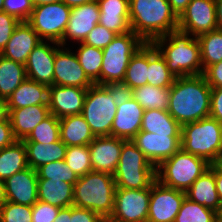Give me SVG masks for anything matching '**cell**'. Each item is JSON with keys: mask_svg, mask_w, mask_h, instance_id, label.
Wrapping results in <instances>:
<instances>
[{"mask_svg": "<svg viewBox=\"0 0 222 222\" xmlns=\"http://www.w3.org/2000/svg\"><path fill=\"white\" fill-rule=\"evenodd\" d=\"M211 91L203 74L175 78L167 111L181 126L210 117Z\"/></svg>", "mask_w": 222, "mask_h": 222, "instance_id": "cell-1", "label": "cell"}, {"mask_svg": "<svg viewBox=\"0 0 222 222\" xmlns=\"http://www.w3.org/2000/svg\"><path fill=\"white\" fill-rule=\"evenodd\" d=\"M130 28L145 43L178 29L168 0H129Z\"/></svg>", "mask_w": 222, "mask_h": 222, "instance_id": "cell-2", "label": "cell"}, {"mask_svg": "<svg viewBox=\"0 0 222 222\" xmlns=\"http://www.w3.org/2000/svg\"><path fill=\"white\" fill-rule=\"evenodd\" d=\"M168 40V46H164ZM152 44L164 57L169 71L175 78L204 73L197 37L191 38L189 33L177 29L156 38Z\"/></svg>", "mask_w": 222, "mask_h": 222, "instance_id": "cell-3", "label": "cell"}, {"mask_svg": "<svg viewBox=\"0 0 222 222\" xmlns=\"http://www.w3.org/2000/svg\"><path fill=\"white\" fill-rule=\"evenodd\" d=\"M115 190L112 174L92 170L74 184L73 206L92 210L107 221L113 212Z\"/></svg>", "mask_w": 222, "mask_h": 222, "instance_id": "cell-4", "label": "cell"}, {"mask_svg": "<svg viewBox=\"0 0 222 222\" xmlns=\"http://www.w3.org/2000/svg\"><path fill=\"white\" fill-rule=\"evenodd\" d=\"M181 148L210 164L219 162L222 156V123L207 117L182 125Z\"/></svg>", "mask_w": 222, "mask_h": 222, "instance_id": "cell-5", "label": "cell"}, {"mask_svg": "<svg viewBox=\"0 0 222 222\" xmlns=\"http://www.w3.org/2000/svg\"><path fill=\"white\" fill-rule=\"evenodd\" d=\"M113 178L116 189H145L156 180V168L132 140H126Z\"/></svg>", "mask_w": 222, "mask_h": 222, "instance_id": "cell-6", "label": "cell"}, {"mask_svg": "<svg viewBox=\"0 0 222 222\" xmlns=\"http://www.w3.org/2000/svg\"><path fill=\"white\" fill-rule=\"evenodd\" d=\"M210 165L206 159L180 148L156 168V180L164 186L186 192Z\"/></svg>", "mask_w": 222, "mask_h": 222, "instance_id": "cell-7", "label": "cell"}, {"mask_svg": "<svg viewBox=\"0 0 222 222\" xmlns=\"http://www.w3.org/2000/svg\"><path fill=\"white\" fill-rule=\"evenodd\" d=\"M144 43L132 30L117 35L102 50L103 62L100 70V85L123 82L131 57Z\"/></svg>", "mask_w": 222, "mask_h": 222, "instance_id": "cell-8", "label": "cell"}, {"mask_svg": "<svg viewBox=\"0 0 222 222\" xmlns=\"http://www.w3.org/2000/svg\"><path fill=\"white\" fill-rule=\"evenodd\" d=\"M117 106L106 85L93 84L87 89L81 115L95 137L111 136Z\"/></svg>", "mask_w": 222, "mask_h": 222, "instance_id": "cell-9", "label": "cell"}, {"mask_svg": "<svg viewBox=\"0 0 222 222\" xmlns=\"http://www.w3.org/2000/svg\"><path fill=\"white\" fill-rule=\"evenodd\" d=\"M70 12L71 8L62 1L35 6L27 22L43 41L57 45L67 28Z\"/></svg>", "mask_w": 222, "mask_h": 222, "instance_id": "cell-10", "label": "cell"}, {"mask_svg": "<svg viewBox=\"0 0 222 222\" xmlns=\"http://www.w3.org/2000/svg\"><path fill=\"white\" fill-rule=\"evenodd\" d=\"M150 187L145 189H116L114 208L105 222H147Z\"/></svg>", "mask_w": 222, "mask_h": 222, "instance_id": "cell-11", "label": "cell"}, {"mask_svg": "<svg viewBox=\"0 0 222 222\" xmlns=\"http://www.w3.org/2000/svg\"><path fill=\"white\" fill-rule=\"evenodd\" d=\"M186 192L162 185L155 180L150 186L147 222H174Z\"/></svg>", "mask_w": 222, "mask_h": 222, "instance_id": "cell-12", "label": "cell"}, {"mask_svg": "<svg viewBox=\"0 0 222 222\" xmlns=\"http://www.w3.org/2000/svg\"><path fill=\"white\" fill-rule=\"evenodd\" d=\"M178 29L194 37L216 30L215 0H191L178 18Z\"/></svg>", "mask_w": 222, "mask_h": 222, "instance_id": "cell-13", "label": "cell"}, {"mask_svg": "<svg viewBox=\"0 0 222 222\" xmlns=\"http://www.w3.org/2000/svg\"><path fill=\"white\" fill-rule=\"evenodd\" d=\"M132 141L155 168L181 148V137H169V134L140 131Z\"/></svg>", "mask_w": 222, "mask_h": 222, "instance_id": "cell-14", "label": "cell"}, {"mask_svg": "<svg viewBox=\"0 0 222 222\" xmlns=\"http://www.w3.org/2000/svg\"><path fill=\"white\" fill-rule=\"evenodd\" d=\"M94 83L81 67L76 53L58 49L54 60V85L89 88Z\"/></svg>", "mask_w": 222, "mask_h": 222, "instance_id": "cell-15", "label": "cell"}, {"mask_svg": "<svg viewBox=\"0 0 222 222\" xmlns=\"http://www.w3.org/2000/svg\"><path fill=\"white\" fill-rule=\"evenodd\" d=\"M86 93L87 88L57 85L50 86L48 97L50 113L58 119L69 115L81 114Z\"/></svg>", "mask_w": 222, "mask_h": 222, "instance_id": "cell-16", "label": "cell"}, {"mask_svg": "<svg viewBox=\"0 0 222 222\" xmlns=\"http://www.w3.org/2000/svg\"><path fill=\"white\" fill-rule=\"evenodd\" d=\"M125 139L115 136L95 137L88 145L93 171L114 174L118 166Z\"/></svg>", "mask_w": 222, "mask_h": 222, "instance_id": "cell-17", "label": "cell"}, {"mask_svg": "<svg viewBox=\"0 0 222 222\" xmlns=\"http://www.w3.org/2000/svg\"><path fill=\"white\" fill-rule=\"evenodd\" d=\"M99 18L100 9L97 1L72 7L67 28L59 44L63 47L67 38L82 43L98 24Z\"/></svg>", "mask_w": 222, "mask_h": 222, "instance_id": "cell-18", "label": "cell"}, {"mask_svg": "<svg viewBox=\"0 0 222 222\" xmlns=\"http://www.w3.org/2000/svg\"><path fill=\"white\" fill-rule=\"evenodd\" d=\"M57 46L55 48L42 41L33 49L25 64L27 78L48 87L54 85L55 54L62 47L59 43Z\"/></svg>", "mask_w": 222, "mask_h": 222, "instance_id": "cell-19", "label": "cell"}, {"mask_svg": "<svg viewBox=\"0 0 222 222\" xmlns=\"http://www.w3.org/2000/svg\"><path fill=\"white\" fill-rule=\"evenodd\" d=\"M7 201L32 206L38 201V175L35 169H26L15 173L4 181Z\"/></svg>", "mask_w": 222, "mask_h": 222, "instance_id": "cell-20", "label": "cell"}, {"mask_svg": "<svg viewBox=\"0 0 222 222\" xmlns=\"http://www.w3.org/2000/svg\"><path fill=\"white\" fill-rule=\"evenodd\" d=\"M42 41L27 21H20L0 55L25 65L29 54Z\"/></svg>", "mask_w": 222, "mask_h": 222, "instance_id": "cell-21", "label": "cell"}, {"mask_svg": "<svg viewBox=\"0 0 222 222\" xmlns=\"http://www.w3.org/2000/svg\"><path fill=\"white\" fill-rule=\"evenodd\" d=\"M144 111L133 97L118 106L111 128V136L132 140L141 130Z\"/></svg>", "mask_w": 222, "mask_h": 222, "instance_id": "cell-22", "label": "cell"}, {"mask_svg": "<svg viewBox=\"0 0 222 222\" xmlns=\"http://www.w3.org/2000/svg\"><path fill=\"white\" fill-rule=\"evenodd\" d=\"M100 9L98 24L117 35L131 31L129 0H97Z\"/></svg>", "mask_w": 222, "mask_h": 222, "instance_id": "cell-23", "label": "cell"}, {"mask_svg": "<svg viewBox=\"0 0 222 222\" xmlns=\"http://www.w3.org/2000/svg\"><path fill=\"white\" fill-rule=\"evenodd\" d=\"M186 197L215 212L222 211V202L216 190L215 163H212L210 168L190 186L186 191Z\"/></svg>", "mask_w": 222, "mask_h": 222, "instance_id": "cell-24", "label": "cell"}, {"mask_svg": "<svg viewBox=\"0 0 222 222\" xmlns=\"http://www.w3.org/2000/svg\"><path fill=\"white\" fill-rule=\"evenodd\" d=\"M50 114L48 105H32L8 110V117L16 140L23 141Z\"/></svg>", "mask_w": 222, "mask_h": 222, "instance_id": "cell-25", "label": "cell"}, {"mask_svg": "<svg viewBox=\"0 0 222 222\" xmlns=\"http://www.w3.org/2000/svg\"><path fill=\"white\" fill-rule=\"evenodd\" d=\"M49 87L26 78L7 99V110L48 105Z\"/></svg>", "mask_w": 222, "mask_h": 222, "instance_id": "cell-26", "label": "cell"}, {"mask_svg": "<svg viewBox=\"0 0 222 222\" xmlns=\"http://www.w3.org/2000/svg\"><path fill=\"white\" fill-rule=\"evenodd\" d=\"M59 122L60 140L66 146L89 145L95 138L81 114L62 117Z\"/></svg>", "mask_w": 222, "mask_h": 222, "instance_id": "cell-27", "label": "cell"}, {"mask_svg": "<svg viewBox=\"0 0 222 222\" xmlns=\"http://www.w3.org/2000/svg\"><path fill=\"white\" fill-rule=\"evenodd\" d=\"M74 184L49 179H38V200L59 208L73 206Z\"/></svg>", "mask_w": 222, "mask_h": 222, "instance_id": "cell-28", "label": "cell"}, {"mask_svg": "<svg viewBox=\"0 0 222 222\" xmlns=\"http://www.w3.org/2000/svg\"><path fill=\"white\" fill-rule=\"evenodd\" d=\"M24 145L28 167L35 170L45 164L64 160L67 149V146L61 140L51 144L24 142Z\"/></svg>", "mask_w": 222, "mask_h": 222, "instance_id": "cell-29", "label": "cell"}, {"mask_svg": "<svg viewBox=\"0 0 222 222\" xmlns=\"http://www.w3.org/2000/svg\"><path fill=\"white\" fill-rule=\"evenodd\" d=\"M140 131L153 134H169V137H181L182 126L167 110L148 109L144 111Z\"/></svg>", "mask_w": 222, "mask_h": 222, "instance_id": "cell-30", "label": "cell"}, {"mask_svg": "<svg viewBox=\"0 0 222 222\" xmlns=\"http://www.w3.org/2000/svg\"><path fill=\"white\" fill-rule=\"evenodd\" d=\"M27 167L26 148L23 141L16 140L12 145L0 150V180L5 181Z\"/></svg>", "mask_w": 222, "mask_h": 222, "instance_id": "cell-31", "label": "cell"}, {"mask_svg": "<svg viewBox=\"0 0 222 222\" xmlns=\"http://www.w3.org/2000/svg\"><path fill=\"white\" fill-rule=\"evenodd\" d=\"M26 78L24 64L0 55V98L7 100Z\"/></svg>", "mask_w": 222, "mask_h": 222, "instance_id": "cell-32", "label": "cell"}, {"mask_svg": "<svg viewBox=\"0 0 222 222\" xmlns=\"http://www.w3.org/2000/svg\"><path fill=\"white\" fill-rule=\"evenodd\" d=\"M149 66V43H144L140 49L131 57L126 69L124 83L131 89L147 84Z\"/></svg>", "mask_w": 222, "mask_h": 222, "instance_id": "cell-33", "label": "cell"}, {"mask_svg": "<svg viewBox=\"0 0 222 222\" xmlns=\"http://www.w3.org/2000/svg\"><path fill=\"white\" fill-rule=\"evenodd\" d=\"M132 95L144 110H167L170 101V88H161L146 84L132 89Z\"/></svg>", "mask_w": 222, "mask_h": 222, "instance_id": "cell-34", "label": "cell"}, {"mask_svg": "<svg viewBox=\"0 0 222 222\" xmlns=\"http://www.w3.org/2000/svg\"><path fill=\"white\" fill-rule=\"evenodd\" d=\"M175 77L169 71L164 57L156 47L149 43V66L147 84L161 88H170Z\"/></svg>", "mask_w": 222, "mask_h": 222, "instance_id": "cell-35", "label": "cell"}, {"mask_svg": "<svg viewBox=\"0 0 222 222\" xmlns=\"http://www.w3.org/2000/svg\"><path fill=\"white\" fill-rule=\"evenodd\" d=\"M200 45L203 71L222 61V30L216 29L197 37Z\"/></svg>", "mask_w": 222, "mask_h": 222, "instance_id": "cell-36", "label": "cell"}, {"mask_svg": "<svg viewBox=\"0 0 222 222\" xmlns=\"http://www.w3.org/2000/svg\"><path fill=\"white\" fill-rule=\"evenodd\" d=\"M77 58L87 77L94 83L100 85V70L103 62L102 49L80 43Z\"/></svg>", "mask_w": 222, "mask_h": 222, "instance_id": "cell-37", "label": "cell"}, {"mask_svg": "<svg viewBox=\"0 0 222 222\" xmlns=\"http://www.w3.org/2000/svg\"><path fill=\"white\" fill-rule=\"evenodd\" d=\"M60 140V122L53 114H49L38 124L23 142L51 144Z\"/></svg>", "mask_w": 222, "mask_h": 222, "instance_id": "cell-38", "label": "cell"}, {"mask_svg": "<svg viewBox=\"0 0 222 222\" xmlns=\"http://www.w3.org/2000/svg\"><path fill=\"white\" fill-rule=\"evenodd\" d=\"M64 161L78 177L84 176L92 171L88 145L67 146Z\"/></svg>", "mask_w": 222, "mask_h": 222, "instance_id": "cell-39", "label": "cell"}, {"mask_svg": "<svg viewBox=\"0 0 222 222\" xmlns=\"http://www.w3.org/2000/svg\"><path fill=\"white\" fill-rule=\"evenodd\" d=\"M216 212L199 203L184 199L174 222H214Z\"/></svg>", "mask_w": 222, "mask_h": 222, "instance_id": "cell-40", "label": "cell"}, {"mask_svg": "<svg viewBox=\"0 0 222 222\" xmlns=\"http://www.w3.org/2000/svg\"><path fill=\"white\" fill-rule=\"evenodd\" d=\"M36 171L38 179L60 180L75 184L79 178L64 160L45 164Z\"/></svg>", "mask_w": 222, "mask_h": 222, "instance_id": "cell-41", "label": "cell"}, {"mask_svg": "<svg viewBox=\"0 0 222 222\" xmlns=\"http://www.w3.org/2000/svg\"><path fill=\"white\" fill-rule=\"evenodd\" d=\"M1 222H32V206L7 201L0 209Z\"/></svg>", "mask_w": 222, "mask_h": 222, "instance_id": "cell-42", "label": "cell"}, {"mask_svg": "<svg viewBox=\"0 0 222 222\" xmlns=\"http://www.w3.org/2000/svg\"><path fill=\"white\" fill-rule=\"evenodd\" d=\"M116 36L117 34L113 31H110L104 26L97 24L87 35L83 43L103 50L113 41Z\"/></svg>", "mask_w": 222, "mask_h": 222, "instance_id": "cell-43", "label": "cell"}, {"mask_svg": "<svg viewBox=\"0 0 222 222\" xmlns=\"http://www.w3.org/2000/svg\"><path fill=\"white\" fill-rule=\"evenodd\" d=\"M34 6L32 0H4L3 11L19 21H28Z\"/></svg>", "mask_w": 222, "mask_h": 222, "instance_id": "cell-44", "label": "cell"}, {"mask_svg": "<svg viewBox=\"0 0 222 222\" xmlns=\"http://www.w3.org/2000/svg\"><path fill=\"white\" fill-rule=\"evenodd\" d=\"M59 210V207L38 200L32 205V222H54Z\"/></svg>", "mask_w": 222, "mask_h": 222, "instance_id": "cell-45", "label": "cell"}, {"mask_svg": "<svg viewBox=\"0 0 222 222\" xmlns=\"http://www.w3.org/2000/svg\"><path fill=\"white\" fill-rule=\"evenodd\" d=\"M19 23L20 21L16 17L6 13L5 11L0 12V53L5 48L15 27Z\"/></svg>", "mask_w": 222, "mask_h": 222, "instance_id": "cell-46", "label": "cell"}, {"mask_svg": "<svg viewBox=\"0 0 222 222\" xmlns=\"http://www.w3.org/2000/svg\"><path fill=\"white\" fill-rule=\"evenodd\" d=\"M106 86L111 90L114 103L117 107L133 97L132 89L124 82H113L107 84Z\"/></svg>", "mask_w": 222, "mask_h": 222, "instance_id": "cell-47", "label": "cell"}, {"mask_svg": "<svg viewBox=\"0 0 222 222\" xmlns=\"http://www.w3.org/2000/svg\"><path fill=\"white\" fill-rule=\"evenodd\" d=\"M70 222H105V220L92 210L71 206Z\"/></svg>", "mask_w": 222, "mask_h": 222, "instance_id": "cell-48", "label": "cell"}, {"mask_svg": "<svg viewBox=\"0 0 222 222\" xmlns=\"http://www.w3.org/2000/svg\"><path fill=\"white\" fill-rule=\"evenodd\" d=\"M203 75L211 88L222 87V61L210 65Z\"/></svg>", "mask_w": 222, "mask_h": 222, "instance_id": "cell-49", "label": "cell"}, {"mask_svg": "<svg viewBox=\"0 0 222 222\" xmlns=\"http://www.w3.org/2000/svg\"><path fill=\"white\" fill-rule=\"evenodd\" d=\"M210 117L222 123V87L212 88Z\"/></svg>", "mask_w": 222, "mask_h": 222, "instance_id": "cell-50", "label": "cell"}, {"mask_svg": "<svg viewBox=\"0 0 222 222\" xmlns=\"http://www.w3.org/2000/svg\"><path fill=\"white\" fill-rule=\"evenodd\" d=\"M15 141L9 117L0 120V150L12 145Z\"/></svg>", "mask_w": 222, "mask_h": 222, "instance_id": "cell-51", "label": "cell"}, {"mask_svg": "<svg viewBox=\"0 0 222 222\" xmlns=\"http://www.w3.org/2000/svg\"><path fill=\"white\" fill-rule=\"evenodd\" d=\"M191 0H168L171 5L173 12L179 18L181 14L186 10L187 5Z\"/></svg>", "mask_w": 222, "mask_h": 222, "instance_id": "cell-52", "label": "cell"}, {"mask_svg": "<svg viewBox=\"0 0 222 222\" xmlns=\"http://www.w3.org/2000/svg\"><path fill=\"white\" fill-rule=\"evenodd\" d=\"M215 182L218 196L222 202V164L220 162L215 163Z\"/></svg>", "mask_w": 222, "mask_h": 222, "instance_id": "cell-53", "label": "cell"}, {"mask_svg": "<svg viewBox=\"0 0 222 222\" xmlns=\"http://www.w3.org/2000/svg\"><path fill=\"white\" fill-rule=\"evenodd\" d=\"M71 220V206L66 208H60L54 222H70Z\"/></svg>", "mask_w": 222, "mask_h": 222, "instance_id": "cell-54", "label": "cell"}, {"mask_svg": "<svg viewBox=\"0 0 222 222\" xmlns=\"http://www.w3.org/2000/svg\"><path fill=\"white\" fill-rule=\"evenodd\" d=\"M217 29L222 30V0H215Z\"/></svg>", "mask_w": 222, "mask_h": 222, "instance_id": "cell-55", "label": "cell"}, {"mask_svg": "<svg viewBox=\"0 0 222 222\" xmlns=\"http://www.w3.org/2000/svg\"><path fill=\"white\" fill-rule=\"evenodd\" d=\"M64 4H66L68 7L72 8L75 6H80L85 3H90L97 0H61Z\"/></svg>", "mask_w": 222, "mask_h": 222, "instance_id": "cell-56", "label": "cell"}, {"mask_svg": "<svg viewBox=\"0 0 222 222\" xmlns=\"http://www.w3.org/2000/svg\"><path fill=\"white\" fill-rule=\"evenodd\" d=\"M8 117L7 100L0 98V120H5Z\"/></svg>", "mask_w": 222, "mask_h": 222, "instance_id": "cell-57", "label": "cell"}, {"mask_svg": "<svg viewBox=\"0 0 222 222\" xmlns=\"http://www.w3.org/2000/svg\"><path fill=\"white\" fill-rule=\"evenodd\" d=\"M7 202L4 181L0 180V209Z\"/></svg>", "mask_w": 222, "mask_h": 222, "instance_id": "cell-58", "label": "cell"}, {"mask_svg": "<svg viewBox=\"0 0 222 222\" xmlns=\"http://www.w3.org/2000/svg\"><path fill=\"white\" fill-rule=\"evenodd\" d=\"M61 0H32L33 6H40L48 3L59 2Z\"/></svg>", "mask_w": 222, "mask_h": 222, "instance_id": "cell-59", "label": "cell"}, {"mask_svg": "<svg viewBox=\"0 0 222 222\" xmlns=\"http://www.w3.org/2000/svg\"><path fill=\"white\" fill-rule=\"evenodd\" d=\"M214 222H222V211L216 212Z\"/></svg>", "mask_w": 222, "mask_h": 222, "instance_id": "cell-60", "label": "cell"}, {"mask_svg": "<svg viewBox=\"0 0 222 222\" xmlns=\"http://www.w3.org/2000/svg\"><path fill=\"white\" fill-rule=\"evenodd\" d=\"M3 3H4V0H0V12L3 11Z\"/></svg>", "mask_w": 222, "mask_h": 222, "instance_id": "cell-61", "label": "cell"}]
</instances>
